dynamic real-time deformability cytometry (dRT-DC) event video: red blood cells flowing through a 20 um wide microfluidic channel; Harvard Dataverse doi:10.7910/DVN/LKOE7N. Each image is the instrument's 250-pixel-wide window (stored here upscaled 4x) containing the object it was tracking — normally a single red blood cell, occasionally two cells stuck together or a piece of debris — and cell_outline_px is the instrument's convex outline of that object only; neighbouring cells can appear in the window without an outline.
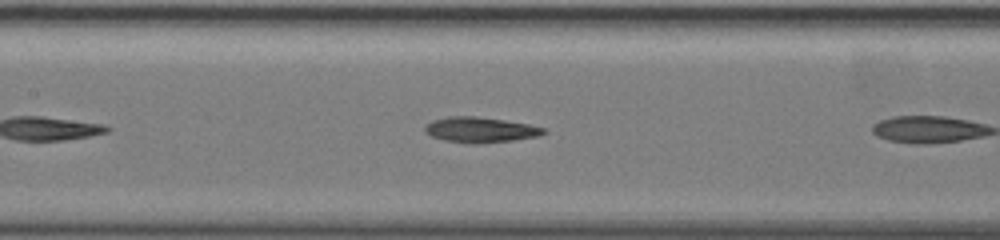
{"species": "common noctule bat (a hibernating species)", "species_latin": "Nyctalus noctula", "temperature_condition": "warm", "stored_images_in_passage": 10, "camera_frame_rate_fps": 3000, "um_per_image_px": 0.085, "animal": {"sex": "female", "body_mass_g": 19.5, "forearm_length_mm": 54.1}, "frame": {"image": 1, "passage_image": 9, "time_ms": 2.667, "image_size_px": [1000, 240], "cell_outline_px": [[548, 132], [536, 136], [512, 140], [476, 144], [472, 144], [444, 140], [432, 136], [424, 132], [424, 128], [432, 120], [448, 116], [476, 116], [504, 120], [528, 124], [544, 128]], "centroid_in_image_um": [40.8, 11.03], "position_along_channel_um": 166.6, "area_um2": 17.46}}